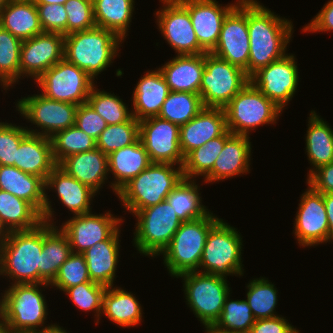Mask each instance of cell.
Instances as JSON below:
<instances>
[{"label":"cell","mask_w":333,"mask_h":333,"mask_svg":"<svg viewBox=\"0 0 333 333\" xmlns=\"http://www.w3.org/2000/svg\"><path fill=\"white\" fill-rule=\"evenodd\" d=\"M300 197L293 230L298 244L308 247L328 242L329 223L323 194L308 184V188Z\"/></svg>","instance_id":"19"},{"label":"cell","mask_w":333,"mask_h":333,"mask_svg":"<svg viewBox=\"0 0 333 333\" xmlns=\"http://www.w3.org/2000/svg\"><path fill=\"white\" fill-rule=\"evenodd\" d=\"M231 135L232 133L227 129L221 136L190 151L184 157L182 165L184 178L194 180L199 175L205 177L213 169L215 160Z\"/></svg>","instance_id":"39"},{"label":"cell","mask_w":333,"mask_h":333,"mask_svg":"<svg viewBox=\"0 0 333 333\" xmlns=\"http://www.w3.org/2000/svg\"><path fill=\"white\" fill-rule=\"evenodd\" d=\"M36 4H66L68 0H34Z\"/></svg>","instance_id":"57"},{"label":"cell","mask_w":333,"mask_h":333,"mask_svg":"<svg viewBox=\"0 0 333 333\" xmlns=\"http://www.w3.org/2000/svg\"><path fill=\"white\" fill-rule=\"evenodd\" d=\"M72 254L68 237L58 226L44 222V243L40 260V284H51L61 265Z\"/></svg>","instance_id":"33"},{"label":"cell","mask_w":333,"mask_h":333,"mask_svg":"<svg viewBox=\"0 0 333 333\" xmlns=\"http://www.w3.org/2000/svg\"><path fill=\"white\" fill-rule=\"evenodd\" d=\"M292 24L291 20L277 16L257 0H248L249 78L286 55L294 29Z\"/></svg>","instance_id":"1"},{"label":"cell","mask_w":333,"mask_h":333,"mask_svg":"<svg viewBox=\"0 0 333 333\" xmlns=\"http://www.w3.org/2000/svg\"><path fill=\"white\" fill-rule=\"evenodd\" d=\"M247 303L255 319L274 318L279 315L274 311L277 305L278 290L266 278H255L247 285Z\"/></svg>","instance_id":"42"},{"label":"cell","mask_w":333,"mask_h":333,"mask_svg":"<svg viewBox=\"0 0 333 333\" xmlns=\"http://www.w3.org/2000/svg\"><path fill=\"white\" fill-rule=\"evenodd\" d=\"M45 189H53L62 204L74 215L87 214L92 211L90 205L96 193L68 175L58 165L48 175L45 181Z\"/></svg>","instance_id":"28"},{"label":"cell","mask_w":333,"mask_h":333,"mask_svg":"<svg viewBox=\"0 0 333 333\" xmlns=\"http://www.w3.org/2000/svg\"><path fill=\"white\" fill-rule=\"evenodd\" d=\"M203 108L204 105L199 94L170 91L162 104L158 117L180 127L194 118Z\"/></svg>","instance_id":"40"},{"label":"cell","mask_w":333,"mask_h":333,"mask_svg":"<svg viewBox=\"0 0 333 333\" xmlns=\"http://www.w3.org/2000/svg\"><path fill=\"white\" fill-rule=\"evenodd\" d=\"M307 184L319 193H333V162L316 169L307 178Z\"/></svg>","instance_id":"54"},{"label":"cell","mask_w":333,"mask_h":333,"mask_svg":"<svg viewBox=\"0 0 333 333\" xmlns=\"http://www.w3.org/2000/svg\"><path fill=\"white\" fill-rule=\"evenodd\" d=\"M106 288V286L95 282H85L67 288L64 292L80 310H94L95 316L98 318L96 323H99Z\"/></svg>","instance_id":"47"},{"label":"cell","mask_w":333,"mask_h":333,"mask_svg":"<svg viewBox=\"0 0 333 333\" xmlns=\"http://www.w3.org/2000/svg\"><path fill=\"white\" fill-rule=\"evenodd\" d=\"M250 137L232 134L225 142L222 151L214 162L213 169L204 177L205 183L240 176L249 173L251 142Z\"/></svg>","instance_id":"24"},{"label":"cell","mask_w":333,"mask_h":333,"mask_svg":"<svg viewBox=\"0 0 333 333\" xmlns=\"http://www.w3.org/2000/svg\"><path fill=\"white\" fill-rule=\"evenodd\" d=\"M324 205L329 223V242L333 240V193L323 194Z\"/></svg>","instance_id":"56"},{"label":"cell","mask_w":333,"mask_h":333,"mask_svg":"<svg viewBox=\"0 0 333 333\" xmlns=\"http://www.w3.org/2000/svg\"><path fill=\"white\" fill-rule=\"evenodd\" d=\"M122 41L113 31L97 26L73 32L64 36V58L95 80L117 57Z\"/></svg>","instance_id":"3"},{"label":"cell","mask_w":333,"mask_h":333,"mask_svg":"<svg viewBox=\"0 0 333 333\" xmlns=\"http://www.w3.org/2000/svg\"><path fill=\"white\" fill-rule=\"evenodd\" d=\"M35 82L47 98L76 105L87 102L94 80L65 58L45 71Z\"/></svg>","instance_id":"12"},{"label":"cell","mask_w":333,"mask_h":333,"mask_svg":"<svg viewBox=\"0 0 333 333\" xmlns=\"http://www.w3.org/2000/svg\"><path fill=\"white\" fill-rule=\"evenodd\" d=\"M50 139L53 157L57 165L70 155L97 148L96 140L80 130L76 125L57 132Z\"/></svg>","instance_id":"43"},{"label":"cell","mask_w":333,"mask_h":333,"mask_svg":"<svg viewBox=\"0 0 333 333\" xmlns=\"http://www.w3.org/2000/svg\"><path fill=\"white\" fill-rule=\"evenodd\" d=\"M50 284H12L4 291V321L8 333H43L56 324L44 326L48 315L41 287ZM41 286V287H40ZM42 328L41 330L39 329Z\"/></svg>","instance_id":"5"},{"label":"cell","mask_w":333,"mask_h":333,"mask_svg":"<svg viewBox=\"0 0 333 333\" xmlns=\"http://www.w3.org/2000/svg\"><path fill=\"white\" fill-rule=\"evenodd\" d=\"M156 12L157 25L177 55H198L207 52L199 45L188 10L178 0H160Z\"/></svg>","instance_id":"15"},{"label":"cell","mask_w":333,"mask_h":333,"mask_svg":"<svg viewBox=\"0 0 333 333\" xmlns=\"http://www.w3.org/2000/svg\"><path fill=\"white\" fill-rule=\"evenodd\" d=\"M0 190L29 202L42 215L43 222L54 225L52 215L55 211L48 201L43 178L25 173L15 166L0 165Z\"/></svg>","instance_id":"21"},{"label":"cell","mask_w":333,"mask_h":333,"mask_svg":"<svg viewBox=\"0 0 333 333\" xmlns=\"http://www.w3.org/2000/svg\"><path fill=\"white\" fill-rule=\"evenodd\" d=\"M240 234L235 227L220 219L207 236L199 272L224 278L228 275L243 276Z\"/></svg>","instance_id":"7"},{"label":"cell","mask_w":333,"mask_h":333,"mask_svg":"<svg viewBox=\"0 0 333 333\" xmlns=\"http://www.w3.org/2000/svg\"><path fill=\"white\" fill-rule=\"evenodd\" d=\"M139 139V121L133 116L130 120L107 125L96 140V147L106 155L129 146Z\"/></svg>","instance_id":"46"},{"label":"cell","mask_w":333,"mask_h":333,"mask_svg":"<svg viewBox=\"0 0 333 333\" xmlns=\"http://www.w3.org/2000/svg\"><path fill=\"white\" fill-rule=\"evenodd\" d=\"M56 166L50 138L28 133L22 139L17 149L15 167L46 181Z\"/></svg>","instance_id":"26"},{"label":"cell","mask_w":333,"mask_h":333,"mask_svg":"<svg viewBox=\"0 0 333 333\" xmlns=\"http://www.w3.org/2000/svg\"><path fill=\"white\" fill-rule=\"evenodd\" d=\"M44 222L31 230L11 231L0 245V275L10 284L40 283Z\"/></svg>","instance_id":"2"},{"label":"cell","mask_w":333,"mask_h":333,"mask_svg":"<svg viewBox=\"0 0 333 333\" xmlns=\"http://www.w3.org/2000/svg\"><path fill=\"white\" fill-rule=\"evenodd\" d=\"M227 130L223 108L204 107L194 118L180 126V149L185 157L190 151Z\"/></svg>","instance_id":"23"},{"label":"cell","mask_w":333,"mask_h":333,"mask_svg":"<svg viewBox=\"0 0 333 333\" xmlns=\"http://www.w3.org/2000/svg\"><path fill=\"white\" fill-rule=\"evenodd\" d=\"M323 118L311 110L306 134V153L311 169L307 178L319 167L333 162V130Z\"/></svg>","instance_id":"34"},{"label":"cell","mask_w":333,"mask_h":333,"mask_svg":"<svg viewBox=\"0 0 333 333\" xmlns=\"http://www.w3.org/2000/svg\"><path fill=\"white\" fill-rule=\"evenodd\" d=\"M22 40L0 26V83L4 90L20 79Z\"/></svg>","instance_id":"41"},{"label":"cell","mask_w":333,"mask_h":333,"mask_svg":"<svg viewBox=\"0 0 333 333\" xmlns=\"http://www.w3.org/2000/svg\"><path fill=\"white\" fill-rule=\"evenodd\" d=\"M60 229L68 237L73 253L83 254L88 248L107 240L123 222L122 218L113 216L110 211L104 214L73 215Z\"/></svg>","instance_id":"18"},{"label":"cell","mask_w":333,"mask_h":333,"mask_svg":"<svg viewBox=\"0 0 333 333\" xmlns=\"http://www.w3.org/2000/svg\"><path fill=\"white\" fill-rule=\"evenodd\" d=\"M249 48L248 0H240L223 20L218 43L211 53L241 68L248 76Z\"/></svg>","instance_id":"14"},{"label":"cell","mask_w":333,"mask_h":333,"mask_svg":"<svg viewBox=\"0 0 333 333\" xmlns=\"http://www.w3.org/2000/svg\"><path fill=\"white\" fill-rule=\"evenodd\" d=\"M189 12L199 45L211 52L218 43L227 14L238 4L222 6L216 0H178Z\"/></svg>","instance_id":"22"},{"label":"cell","mask_w":333,"mask_h":333,"mask_svg":"<svg viewBox=\"0 0 333 333\" xmlns=\"http://www.w3.org/2000/svg\"><path fill=\"white\" fill-rule=\"evenodd\" d=\"M4 318V293L1 295L0 298V319Z\"/></svg>","instance_id":"61"},{"label":"cell","mask_w":333,"mask_h":333,"mask_svg":"<svg viewBox=\"0 0 333 333\" xmlns=\"http://www.w3.org/2000/svg\"><path fill=\"white\" fill-rule=\"evenodd\" d=\"M183 179L181 166L175 168V164L171 163H151L116 195L123 208L133 214L165 201Z\"/></svg>","instance_id":"4"},{"label":"cell","mask_w":333,"mask_h":333,"mask_svg":"<svg viewBox=\"0 0 333 333\" xmlns=\"http://www.w3.org/2000/svg\"><path fill=\"white\" fill-rule=\"evenodd\" d=\"M97 27L113 31L123 41L132 21L134 0H92Z\"/></svg>","instance_id":"37"},{"label":"cell","mask_w":333,"mask_h":333,"mask_svg":"<svg viewBox=\"0 0 333 333\" xmlns=\"http://www.w3.org/2000/svg\"><path fill=\"white\" fill-rule=\"evenodd\" d=\"M43 333H68V332H66V330H64L62 327L55 325L54 327L50 328L49 330Z\"/></svg>","instance_id":"58"},{"label":"cell","mask_w":333,"mask_h":333,"mask_svg":"<svg viewBox=\"0 0 333 333\" xmlns=\"http://www.w3.org/2000/svg\"><path fill=\"white\" fill-rule=\"evenodd\" d=\"M227 129L232 134L249 137L251 130L265 124L277 123L283 111L249 82L223 108Z\"/></svg>","instance_id":"8"},{"label":"cell","mask_w":333,"mask_h":333,"mask_svg":"<svg viewBox=\"0 0 333 333\" xmlns=\"http://www.w3.org/2000/svg\"><path fill=\"white\" fill-rule=\"evenodd\" d=\"M204 69V54L176 55L159 68L170 91L196 94L200 92Z\"/></svg>","instance_id":"29"},{"label":"cell","mask_w":333,"mask_h":333,"mask_svg":"<svg viewBox=\"0 0 333 333\" xmlns=\"http://www.w3.org/2000/svg\"><path fill=\"white\" fill-rule=\"evenodd\" d=\"M63 58L64 35L61 33L43 32L23 40L20 49V79L30 76L37 80Z\"/></svg>","instance_id":"20"},{"label":"cell","mask_w":333,"mask_h":333,"mask_svg":"<svg viewBox=\"0 0 333 333\" xmlns=\"http://www.w3.org/2000/svg\"><path fill=\"white\" fill-rule=\"evenodd\" d=\"M293 54H286L255 72L249 79L269 100L282 110L296 93L299 72Z\"/></svg>","instance_id":"16"},{"label":"cell","mask_w":333,"mask_h":333,"mask_svg":"<svg viewBox=\"0 0 333 333\" xmlns=\"http://www.w3.org/2000/svg\"><path fill=\"white\" fill-rule=\"evenodd\" d=\"M64 7L67 13V34L96 26L92 0H68Z\"/></svg>","instance_id":"49"},{"label":"cell","mask_w":333,"mask_h":333,"mask_svg":"<svg viewBox=\"0 0 333 333\" xmlns=\"http://www.w3.org/2000/svg\"><path fill=\"white\" fill-rule=\"evenodd\" d=\"M255 318L246 300H231L230 293L225 298L222 313L216 323L206 330H228L249 332Z\"/></svg>","instance_id":"44"},{"label":"cell","mask_w":333,"mask_h":333,"mask_svg":"<svg viewBox=\"0 0 333 333\" xmlns=\"http://www.w3.org/2000/svg\"><path fill=\"white\" fill-rule=\"evenodd\" d=\"M285 317L256 319L249 333H298Z\"/></svg>","instance_id":"53"},{"label":"cell","mask_w":333,"mask_h":333,"mask_svg":"<svg viewBox=\"0 0 333 333\" xmlns=\"http://www.w3.org/2000/svg\"><path fill=\"white\" fill-rule=\"evenodd\" d=\"M0 333H8L4 319H0Z\"/></svg>","instance_id":"62"},{"label":"cell","mask_w":333,"mask_h":333,"mask_svg":"<svg viewBox=\"0 0 333 333\" xmlns=\"http://www.w3.org/2000/svg\"><path fill=\"white\" fill-rule=\"evenodd\" d=\"M43 32L67 35V13L63 4H36Z\"/></svg>","instance_id":"51"},{"label":"cell","mask_w":333,"mask_h":333,"mask_svg":"<svg viewBox=\"0 0 333 333\" xmlns=\"http://www.w3.org/2000/svg\"><path fill=\"white\" fill-rule=\"evenodd\" d=\"M28 133L27 127L0 122V165L15 166L17 149Z\"/></svg>","instance_id":"50"},{"label":"cell","mask_w":333,"mask_h":333,"mask_svg":"<svg viewBox=\"0 0 333 333\" xmlns=\"http://www.w3.org/2000/svg\"><path fill=\"white\" fill-rule=\"evenodd\" d=\"M152 162L140 138L133 144L115 150L108 155V173L114 176L110 184L117 192L132 178L138 176Z\"/></svg>","instance_id":"31"},{"label":"cell","mask_w":333,"mask_h":333,"mask_svg":"<svg viewBox=\"0 0 333 333\" xmlns=\"http://www.w3.org/2000/svg\"><path fill=\"white\" fill-rule=\"evenodd\" d=\"M75 125L80 130L97 140L108 124L88 102H85L78 105Z\"/></svg>","instance_id":"52"},{"label":"cell","mask_w":333,"mask_h":333,"mask_svg":"<svg viewBox=\"0 0 333 333\" xmlns=\"http://www.w3.org/2000/svg\"><path fill=\"white\" fill-rule=\"evenodd\" d=\"M0 26L22 41L43 33L34 0H8L0 12Z\"/></svg>","instance_id":"32"},{"label":"cell","mask_w":333,"mask_h":333,"mask_svg":"<svg viewBox=\"0 0 333 333\" xmlns=\"http://www.w3.org/2000/svg\"><path fill=\"white\" fill-rule=\"evenodd\" d=\"M205 333H249V332L228 331V330H206Z\"/></svg>","instance_id":"59"},{"label":"cell","mask_w":333,"mask_h":333,"mask_svg":"<svg viewBox=\"0 0 333 333\" xmlns=\"http://www.w3.org/2000/svg\"><path fill=\"white\" fill-rule=\"evenodd\" d=\"M7 2H8V0H0V12H1L2 8L6 5Z\"/></svg>","instance_id":"63"},{"label":"cell","mask_w":333,"mask_h":333,"mask_svg":"<svg viewBox=\"0 0 333 333\" xmlns=\"http://www.w3.org/2000/svg\"><path fill=\"white\" fill-rule=\"evenodd\" d=\"M85 282H92L85 257L83 254L72 252L67 260L61 265L56 278L50 286H55L57 289L64 292L67 288Z\"/></svg>","instance_id":"48"},{"label":"cell","mask_w":333,"mask_h":333,"mask_svg":"<svg viewBox=\"0 0 333 333\" xmlns=\"http://www.w3.org/2000/svg\"><path fill=\"white\" fill-rule=\"evenodd\" d=\"M170 90L162 72L158 69L147 71L141 77L132 95L133 116L138 120L156 117Z\"/></svg>","instance_id":"27"},{"label":"cell","mask_w":333,"mask_h":333,"mask_svg":"<svg viewBox=\"0 0 333 333\" xmlns=\"http://www.w3.org/2000/svg\"><path fill=\"white\" fill-rule=\"evenodd\" d=\"M58 166L68 175L88 186L96 194L105 184L108 173V155L98 148L76 153L63 159Z\"/></svg>","instance_id":"25"},{"label":"cell","mask_w":333,"mask_h":333,"mask_svg":"<svg viewBox=\"0 0 333 333\" xmlns=\"http://www.w3.org/2000/svg\"><path fill=\"white\" fill-rule=\"evenodd\" d=\"M180 127L158 116L139 121V138L152 163L181 166L184 156L180 149Z\"/></svg>","instance_id":"17"},{"label":"cell","mask_w":333,"mask_h":333,"mask_svg":"<svg viewBox=\"0 0 333 333\" xmlns=\"http://www.w3.org/2000/svg\"><path fill=\"white\" fill-rule=\"evenodd\" d=\"M87 102L107 122L108 125L120 124L133 117L131 110L119 96L100 91L95 85L90 91Z\"/></svg>","instance_id":"45"},{"label":"cell","mask_w":333,"mask_h":333,"mask_svg":"<svg viewBox=\"0 0 333 333\" xmlns=\"http://www.w3.org/2000/svg\"><path fill=\"white\" fill-rule=\"evenodd\" d=\"M198 188L195 179L184 178L166 199L183 222L202 218L209 213L206 206L202 205Z\"/></svg>","instance_id":"38"},{"label":"cell","mask_w":333,"mask_h":333,"mask_svg":"<svg viewBox=\"0 0 333 333\" xmlns=\"http://www.w3.org/2000/svg\"><path fill=\"white\" fill-rule=\"evenodd\" d=\"M120 232L118 228L107 240L97 243L83 253L92 282L106 287L114 285L119 262Z\"/></svg>","instance_id":"30"},{"label":"cell","mask_w":333,"mask_h":333,"mask_svg":"<svg viewBox=\"0 0 333 333\" xmlns=\"http://www.w3.org/2000/svg\"><path fill=\"white\" fill-rule=\"evenodd\" d=\"M7 234H8V232L4 229V227L2 226V224L0 222V245L5 240Z\"/></svg>","instance_id":"60"},{"label":"cell","mask_w":333,"mask_h":333,"mask_svg":"<svg viewBox=\"0 0 333 333\" xmlns=\"http://www.w3.org/2000/svg\"><path fill=\"white\" fill-rule=\"evenodd\" d=\"M133 214L137 223L132 242L139 253L150 257L160 256L183 222L167 200Z\"/></svg>","instance_id":"9"},{"label":"cell","mask_w":333,"mask_h":333,"mask_svg":"<svg viewBox=\"0 0 333 333\" xmlns=\"http://www.w3.org/2000/svg\"><path fill=\"white\" fill-rule=\"evenodd\" d=\"M16 108L24 118L42 130L39 132L27 128L29 133L51 138L57 132L75 125L78 105L34 94L22 97L17 101Z\"/></svg>","instance_id":"13"},{"label":"cell","mask_w":333,"mask_h":333,"mask_svg":"<svg viewBox=\"0 0 333 333\" xmlns=\"http://www.w3.org/2000/svg\"><path fill=\"white\" fill-rule=\"evenodd\" d=\"M219 220L209 212L202 218L181 223L171 242L161 253L171 276L177 278L187 272H199L207 236Z\"/></svg>","instance_id":"6"},{"label":"cell","mask_w":333,"mask_h":333,"mask_svg":"<svg viewBox=\"0 0 333 333\" xmlns=\"http://www.w3.org/2000/svg\"><path fill=\"white\" fill-rule=\"evenodd\" d=\"M204 65L199 92L204 107L224 108L250 82L244 70L211 52L204 54Z\"/></svg>","instance_id":"11"},{"label":"cell","mask_w":333,"mask_h":333,"mask_svg":"<svg viewBox=\"0 0 333 333\" xmlns=\"http://www.w3.org/2000/svg\"><path fill=\"white\" fill-rule=\"evenodd\" d=\"M303 32H333V0L324 4L323 8L303 29Z\"/></svg>","instance_id":"55"},{"label":"cell","mask_w":333,"mask_h":333,"mask_svg":"<svg viewBox=\"0 0 333 333\" xmlns=\"http://www.w3.org/2000/svg\"><path fill=\"white\" fill-rule=\"evenodd\" d=\"M0 222L11 232L34 229L43 218L29 202L0 190Z\"/></svg>","instance_id":"36"},{"label":"cell","mask_w":333,"mask_h":333,"mask_svg":"<svg viewBox=\"0 0 333 333\" xmlns=\"http://www.w3.org/2000/svg\"><path fill=\"white\" fill-rule=\"evenodd\" d=\"M180 277L184 280L188 307L206 329L213 326L222 313L225 298L230 293L226 278L198 271L187 272L177 278Z\"/></svg>","instance_id":"10"},{"label":"cell","mask_w":333,"mask_h":333,"mask_svg":"<svg viewBox=\"0 0 333 333\" xmlns=\"http://www.w3.org/2000/svg\"><path fill=\"white\" fill-rule=\"evenodd\" d=\"M121 327L138 326L142 320V307L136 297L116 286L107 287L103 295L102 313Z\"/></svg>","instance_id":"35"}]
</instances>
